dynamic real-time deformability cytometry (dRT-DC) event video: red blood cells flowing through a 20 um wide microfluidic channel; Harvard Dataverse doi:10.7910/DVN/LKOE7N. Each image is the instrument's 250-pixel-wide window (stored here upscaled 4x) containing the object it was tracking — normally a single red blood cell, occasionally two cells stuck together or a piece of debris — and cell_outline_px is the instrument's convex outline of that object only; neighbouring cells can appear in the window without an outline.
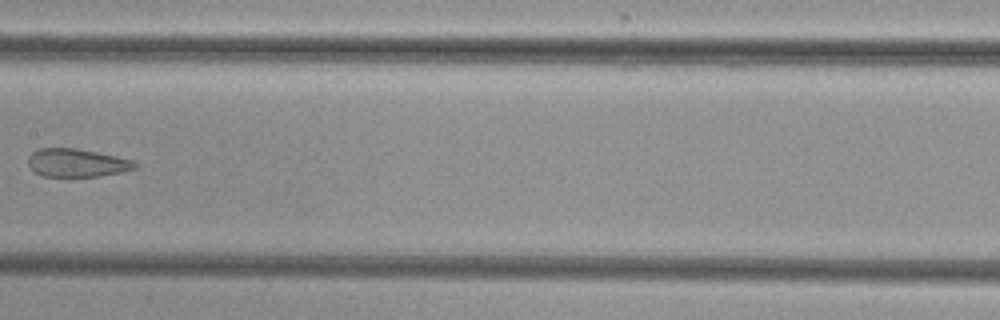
{"species": "common noctule bat (a hibernating species)", "species_latin": "Nyctalus noctula", "temperature_condition": "cold", "stored_images_in_passage": 8, "camera_frame_rate_fps": 3000, "um_per_image_px": 0.085, "animal": {"sex": "female", "body_mass_g": 29.2, "forearm_length_mm": 56.3}, "frame": {"image": 1, "passage_image": 7, "time_ms": 8.0, "image_size_px": [1000, 320], "cell_outline_px": [[136, 168], [124, 172], [100, 176], [44, 176], [36, 172], [28, 164], [28, 156], [32, 152], [40, 148], [76, 148], [116, 156], [132, 160], [136, 164]], "centroid_in_image_um": [6.54, 13.84], "position_along_channel_um": 200.9, "area_um2": 17.4}}
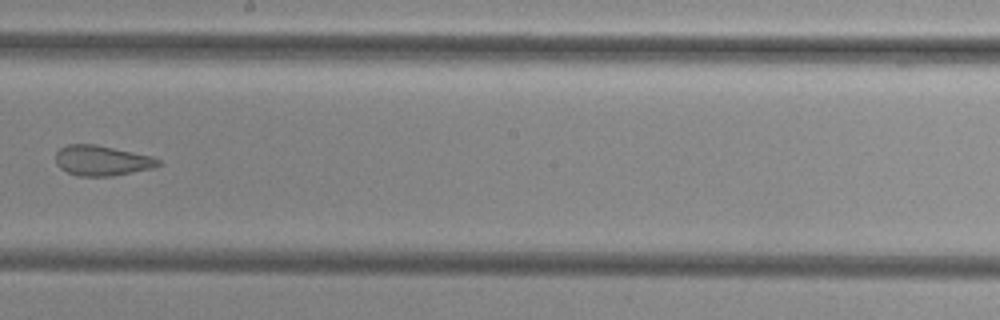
{"frame": {"image": 2, "passage_image": 8, "time_ms": 9.0, "image_size_px": [1000, 320], "cell_outline_px": [[160, 164], [156, 168], [112, 176], [76, 176], [60, 168], [56, 164], [56, 152], [60, 148], [68, 144], [96, 144], [152, 156], [160, 160]], "centroid_in_image_um": [8.67, 13.65], "position_along_channel_um": 239.5, "area_um2": 18.21}}